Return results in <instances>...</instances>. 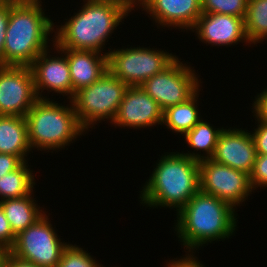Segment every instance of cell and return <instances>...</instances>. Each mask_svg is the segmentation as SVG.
<instances>
[{"mask_svg": "<svg viewBox=\"0 0 267 267\" xmlns=\"http://www.w3.org/2000/svg\"><path fill=\"white\" fill-rule=\"evenodd\" d=\"M28 167V161H25L14 171L0 176V201L21 198L34 191L35 175Z\"/></svg>", "mask_w": 267, "mask_h": 267, "instance_id": "22", "label": "cell"}, {"mask_svg": "<svg viewBox=\"0 0 267 267\" xmlns=\"http://www.w3.org/2000/svg\"><path fill=\"white\" fill-rule=\"evenodd\" d=\"M162 121L163 110L159 104L141 86H129L111 124L115 128L140 129L162 125Z\"/></svg>", "mask_w": 267, "mask_h": 267, "instance_id": "13", "label": "cell"}, {"mask_svg": "<svg viewBox=\"0 0 267 267\" xmlns=\"http://www.w3.org/2000/svg\"><path fill=\"white\" fill-rule=\"evenodd\" d=\"M23 161L16 155L0 153V176L17 169Z\"/></svg>", "mask_w": 267, "mask_h": 267, "instance_id": "31", "label": "cell"}, {"mask_svg": "<svg viewBox=\"0 0 267 267\" xmlns=\"http://www.w3.org/2000/svg\"><path fill=\"white\" fill-rule=\"evenodd\" d=\"M250 183L253 191L258 187H267V155L257 154Z\"/></svg>", "mask_w": 267, "mask_h": 267, "instance_id": "26", "label": "cell"}, {"mask_svg": "<svg viewBox=\"0 0 267 267\" xmlns=\"http://www.w3.org/2000/svg\"><path fill=\"white\" fill-rule=\"evenodd\" d=\"M16 240V235L8 222L4 210L0 205V245L8 251L12 248Z\"/></svg>", "mask_w": 267, "mask_h": 267, "instance_id": "27", "label": "cell"}, {"mask_svg": "<svg viewBox=\"0 0 267 267\" xmlns=\"http://www.w3.org/2000/svg\"><path fill=\"white\" fill-rule=\"evenodd\" d=\"M89 1L114 4L124 9L128 14H130V12L134 10L133 0H89Z\"/></svg>", "mask_w": 267, "mask_h": 267, "instance_id": "34", "label": "cell"}, {"mask_svg": "<svg viewBox=\"0 0 267 267\" xmlns=\"http://www.w3.org/2000/svg\"><path fill=\"white\" fill-rule=\"evenodd\" d=\"M199 180L200 191L223 200L235 209L254 192L249 174L213 159L199 162Z\"/></svg>", "mask_w": 267, "mask_h": 267, "instance_id": "10", "label": "cell"}, {"mask_svg": "<svg viewBox=\"0 0 267 267\" xmlns=\"http://www.w3.org/2000/svg\"><path fill=\"white\" fill-rule=\"evenodd\" d=\"M109 49L108 70L128 86H141L177 58L166 50L150 47Z\"/></svg>", "mask_w": 267, "mask_h": 267, "instance_id": "7", "label": "cell"}, {"mask_svg": "<svg viewBox=\"0 0 267 267\" xmlns=\"http://www.w3.org/2000/svg\"><path fill=\"white\" fill-rule=\"evenodd\" d=\"M196 31H195V30ZM193 32L202 43L215 46H231L239 42L248 44L244 18L218 14L202 13L196 21Z\"/></svg>", "mask_w": 267, "mask_h": 267, "instance_id": "15", "label": "cell"}, {"mask_svg": "<svg viewBox=\"0 0 267 267\" xmlns=\"http://www.w3.org/2000/svg\"><path fill=\"white\" fill-rule=\"evenodd\" d=\"M9 19V0H0V65H2L3 47Z\"/></svg>", "mask_w": 267, "mask_h": 267, "instance_id": "30", "label": "cell"}, {"mask_svg": "<svg viewBox=\"0 0 267 267\" xmlns=\"http://www.w3.org/2000/svg\"><path fill=\"white\" fill-rule=\"evenodd\" d=\"M249 44L256 45L267 39V0H248L244 17Z\"/></svg>", "mask_w": 267, "mask_h": 267, "instance_id": "23", "label": "cell"}, {"mask_svg": "<svg viewBox=\"0 0 267 267\" xmlns=\"http://www.w3.org/2000/svg\"><path fill=\"white\" fill-rule=\"evenodd\" d=\"M147 1L148 0H133V2H134V8H136L137 6H138V8L142 7Z\"/></svg>", "mask_w": 267, "mask_h": 267, "instance_id": "36", "label": "cell"}, {"mask_svg": "<svg viewBox=\"0 0 267 267\" xmlns=\"http://www.w3.org/2000/svg\"><path fill=\"white\" fill-rule=\"evenodd\" d=\"M248 0H202L204 13H218L244 18Z\"/></svg>", "mask_w": 267, "mask_h": 267, "instance_id": "25", "label": "cell"}, {"mask_svg": "<svg viewBox=\"0 0 267 267\" xmlns=\"http://www.w3.org/2000/svg\"><path fill=\"white\" fill-rule=\"evenodd\" d=\"M128 87L108 70L90 86L76 92L71 101L82 128L89 131L97 122L112 123Z\"/></svg>", "mask_w": 267, "mask_h": 267, "instance_id": "6", "label": "cell"}, {"mask_svg": "<svg viewBox=\"0 0 267 267\" xmlns=\"http://www.w3.org/2000/svg\"><path fill=\"white\" fill-rule=\"evenodd\" d=\"M256 156V146L251 132L230 127L224 128L220 133L211 159L250 175Z\"/></svg>", "mask_w": 267, "mask_h": 267, "instance_id": "14", "label": "cell"}, {"mask_svg": "<svg viewBox=\"0 0 267 267\" xmlns=\"http://www.w3.org/2000/svg\"><path fill=\"white\" fill-rule=\"evenodd\" d=\"M200 90L187 101L166 108L163 111L162 125L183 136L190 131L202 119L197 106Z\"/></svg>", "mask_w": 267, "mask_h": 267, "instance_id": "20", "label": "cell"}, {"mask_svg": "<svg viewBox=\"0 0 267 267\" xmlns=\"http://www.w3.org/2000/svg\"><path fill=\"white\" fill-rule=\"evenodd\" d=\"M177 57L162 72L150 77L141 88L149 94L164 111L187 101L200 88L201 79H198L194 67L183 64Z\"/></svg>", "mask_w": 267, "mask_h": 267, "instance_id": "9", "label": "cell"}, {"mask_svg": "<svg viewBox=\"0 0 267 267\" xmlns=\"http://www.w3.org/2000/svg\"><path fill=\"white\" fill-rule=\"evenodd\" d=\"M209 122L204 121L201 119L190 131H188L184 135V139L191 147L194 149V151H200L199 153L204 152L202 155L199 154L198 152H190L188 153H183V155H186L187 157L197 160V161H202L205 159H211L214 155L216 145H217V140L220 135V133L223 131L224 127L222 128H214L211 126Z\"/></svg>", "mask_w": 267, "mask_h": 267, "instance_id": "21", "label": "cell"}, {"mask_svg": "<svg viewBox=\"0 0 267 267\" xmlns=\"http://www.w3.org/2000/svg\"><path fill=\"white\" fill-rule=\"evenodd\" d=\"M166 262V267H206L198 258L193 254H186L184 257L176 258Z\"/></svg>", "mask_w": 267, "mask_h": 267, "instance_id": "32", "label": "cell"}, {"mask_svg": "<svg viewBox=\"0 0 267 267\" xmlns=\"http://www.w3.org/2000/svg\"><path fill=\"white\" fill-rule=\"evenodd\" d=\"M252 109L253 117L256 116L255 120L257 119L256 121L267 124V88L257 94L252 104Z\"/></svg>", "mask_w": 267, "mask_h": 267, "instance_id": "29", "label": "cell"}, {"mask_svg": "<svg viewBox=\"0 0 267 267\" xmlns=\"http://www.w3.org/2000/svg\"><path fill=\"white\" fill-rule=\"evenodd\" d=\"M31 150L26 117L0 115V153L16 155L25 162Z\"/></svg>", "mask_w": 267, "mask_h": 267, "instance_id": "18", "label": "cell"}, {"mask_svg": "<svg viewBox=\"0 0 267 267\" xmlns=\"http://www.w3.org/2000/svg\"><path fill=\"white\" fill-rule=\"evenodd\" d=\"M79 245L68 244L56 267H101L93 256Z\"/></svg>", "mask_w": 267, "mask_h": 267, "instance_id": "24", "label": "cell"}, {"mask_svg": "<svg viewBox=\"0 0 267 267\" xmlns=\"http://www.w3.org/2000/svg\"><path fill=\"white\" fill-rule=\"evenodd\" d=\"M4 267H41V266H38L35 263H32L31 261L21 259L12 254L10 251H8L5 257Z\"/></svg>", "mask_w": 267, "mask_h": 267, "instance_id": "33", "label": "cell"}, {"mask_svg": "<svg viewBox=\"0 0 267 267\" xmlns=\"http://www.w3.org/2000/svg\"><path fill=\"white\" fill-rule=\"evenodd\" d=\"M33 193L21 198L0 201V205L15 235L34 224L46 213L36 203Z\"/></svg>", "mask_w": 267, "mask_h": 267, "instance_id": "19", "label": "cell"}, {"mask_svg": "<svg viewBox=\"0 0 267 267\" xmlns=\"http://www.w3.org/2000/svg\"><path fill=\"white\" fill-rule=\"evenodd\" d=\"M176 213L174 230L187 254L195 255L194 250L205 244L229 239L237 228L235 208L200 190Z\"/></svg>", "mask_w": 267, "mask_h": 267, "instance_id": "1", "label": "cell"}, {"mask_svg": "<svg viewBox=\"0 0 267 267\" xmlns=\"http://www.w3.org/2000/svg\"><path fill=\"white\" fill-rule=\"evenodd\" d=\"M83 1L84 5L77 13L71 16L64 25L57 26L51 41L60 49L102 53L105 42H108L117 26L129 15L124 9L114 4Z\"/></svg>", "mask_w": 267, "mask_h": 267, "instance_id": "4", "label": "cell"}, {"mask_svg": "<svg viewBox=\"0 0 267 267\" xmlns=\"http://www.w3.org/2000/svg\"><path fill=\"white\" fill-rule=\"evenodd\" d=\"M257 128L251 131L256 146V153L267 155V124L256 121Z\"/></svg>", "mask_w": 267, "mask_h": 267, "instance_id": "28", "label": "cell"}, {"mask_svg": "<svg viewBox=\"0 0 267 267\" xmlns=\"http://www.w3.org/2000/svg\"><path fill=\"white\" fill-rule=\"evenodd\" d=\"M60 55L55 56L51 54L49 48L43 51L30 66L33 79L34 88L38 99H50L47 96H42L44 90L48 92L58 93L62 96H67V99L72 100V81L70 76V68L66 54L53 44ZM62 55H61V54ZM54 56V57H53ZM41 91V92H40Z\"/></svg>", "mask_w": 267, "mask_h": 267, "instance_id": "12", "label": "cell"}, {"mask_svg": "<svg viewBox=\"0 0 267 267\" xmlns=\"http://www.w3.org/2000/svg\"><path fill=\"white\" fill-rule=\"evenodd\" d=\"M56 102L38 99L27 112L25 117L31 149L61 150L84 132L86 134L77 120L73 102L69 100L70 104L66 106Z\"/></svg>", "mask_w": 267, "mask_h": 267, "instance_id": "5", "label": "cell"}, {"mask_svg": "<svg viewBox=\"0 0 267 267\" xmlns=\"http://www.w3.org/2000/svg\"><path fill=\"white\" fill-rule=\"evenodd\" d=\"M162 27L192 30L203 13L202 0H148L142 8Z\"/></svg>", "mask_w": 267, "mask_h": 267, "instance_id": "16", "label": "cell"}, {"mask_svg": "<svg viewBox=\"0 0 267 267\" xmlns=\"http://www.w3.org/2000/svg\"><path fill=\"white\" fill-rule=\"evenodd\" d=\"M48 217L45 213L34 224L16 235L15 243L9 251L38 266L56 267L69 243L61 242Z\"/></svg>", "mask_w": 267, "mask_h": 267, "instance_id": "8", "label": "cell"}, {"mask_svg": "<svg viewBox=\"0 0 267 267\" xmlns=\"http://www.w3.org/2000/svg\"><path fill=\"white\" fill-rule=\"evenodd\" d=\"M8 250L0 245V267H4L5 257L7 255Z\"/></svg>", "mask_w": 267, "mask_h": 267, "instance_id": "35", "label": "cell"}, {"mask_svg": "<svg viewBox=\"0 0 267 267\" xmlns=\"http://www.w3.org/2000/svg\"><path fill=\"white\" fill-rule=\"evenodd\" d=\"M67 57L72 81V99L76 92L90 86L108 71V52L61 49Z\"/></svg>", "mask_w": 267, "mask_h": 267, "instance_id": "17", "label": "cell"}, {"mask_svg": "<svg viewBox=\"0 0 267 267\" xmlns=\"http://www.w3.org/2000/svg\"><path fill=\"white\" fill-rule=\"evenodd\" d=\"M166 152L142 187L140 203L179 211L199 190V161L180 152Z\"/></svg>", "mask_w": 267, "mask_h": 267, "instance_id": "3", "label": "cell"}, {"mask_svg": "<svg viewBox=\"0 0 267 267\" xmlns=\"http://www.w3.org/2000/svg\"><path fill=\"white\" fill-rule=\"evenodd\" d=\"M41 3V0H9L2 65L30 67L50 47L49 36L55 24Z\"/></svg>", "mask_w": 267, "mask_h": 267, "instance_id": "2", "label": "cell"}, {"mask_svg": "<svg viewBox=\"0 0 267 267\" xmlns=\"http://www.w3.org/2000/svg\"><path fill=\"white\" fill-rule=\"evenodd\" d=\"M37 100L30 67L0 65V115L26 116Z\"/></svg>", "mask_w": 267, "mask_h": 267, "instance_id": "11", "label": "cell"}]
</instances>
